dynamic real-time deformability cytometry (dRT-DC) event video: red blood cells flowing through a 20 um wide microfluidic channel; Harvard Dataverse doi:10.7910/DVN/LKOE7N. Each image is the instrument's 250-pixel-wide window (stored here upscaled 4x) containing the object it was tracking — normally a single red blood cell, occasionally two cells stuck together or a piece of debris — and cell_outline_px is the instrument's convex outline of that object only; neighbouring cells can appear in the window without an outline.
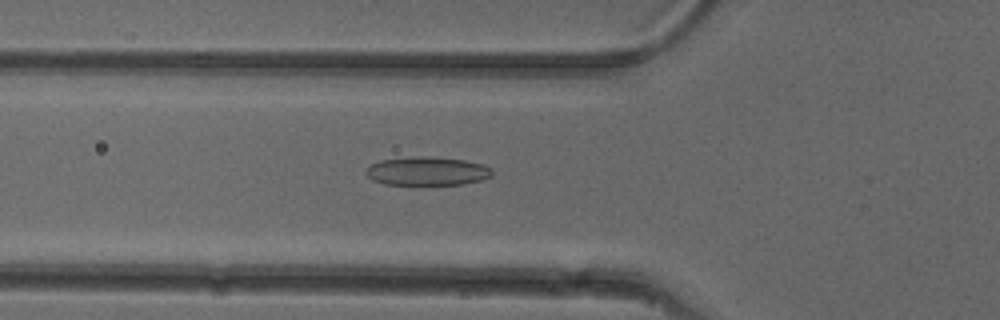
{"species": "common noctule bat (a hibernating species)", "species_latin": "Nyctalus noctula", "temperature_condition": "cold", "stored_images_in_passage": 51, "camera_frame_rate_fps": 3000, "um_per_image_px": 0.085, "animal": {"sex": "female"}, "frame": {"image": 1, "passage_image": 17, "time_ms": 5.333, "image_size_px": [1000, 320], "cell_outline_px": [[492, 176], [484, 180], [464, 184], [420, 188], [384, 184], [372, 180], [364, 172], [364, 168], [380, 160], [412, 156], [424, 156], [464, 160], [484, 164], [492, 168]], "centroid_in_image_um": [36.29, 14.6], "position_along_channel_um": 89.5, "area_um2": 22.37}}
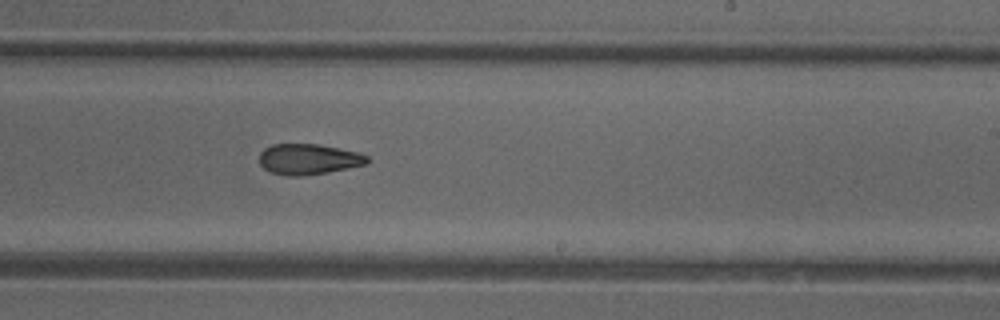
{"frame": {"image": 2, "passage_image": 30, "time_ms": 9.667, "image_size_px": [1000, 320], "cell_outline_px": [[368, 164], [324, 172], [300, 176], [288, 176], [272, 172], [264, 168], [260, 164], [260, 152], [264, 148], [272, 144], [320, 144], [360, 152], [368, 156]], "centroid_in_image_um": [26.23, 13.51], "position_along_channel_um": 262.8, "area_um2": 19.19}}
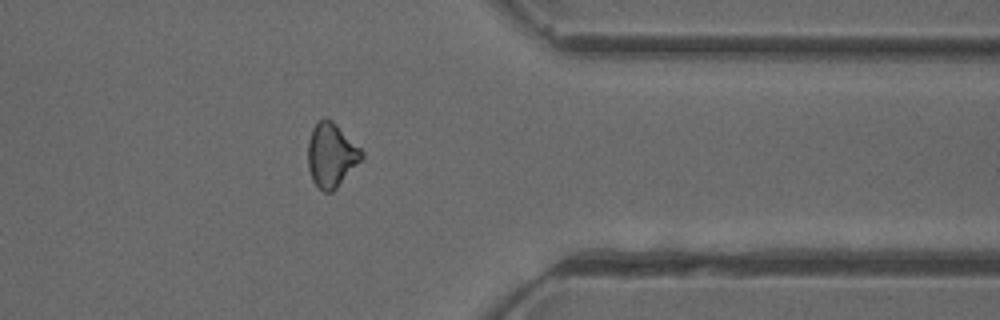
{"frame": {"image": 3, "passage_image": 40, "time_ms": 13.0, "image_size_px": [1000, 320], "cell_outline_px": [[364, 156], [336, 188], [332, 192], [324, 192], [312, 180], [308, 168], [308, 140], [312, 128], [324, 116], [332, 120], [364, 152]], "centroid_in_image_um": [28.14, 13.16], "position_along_channel_um": 383.3, "area_um2": 19.83}}